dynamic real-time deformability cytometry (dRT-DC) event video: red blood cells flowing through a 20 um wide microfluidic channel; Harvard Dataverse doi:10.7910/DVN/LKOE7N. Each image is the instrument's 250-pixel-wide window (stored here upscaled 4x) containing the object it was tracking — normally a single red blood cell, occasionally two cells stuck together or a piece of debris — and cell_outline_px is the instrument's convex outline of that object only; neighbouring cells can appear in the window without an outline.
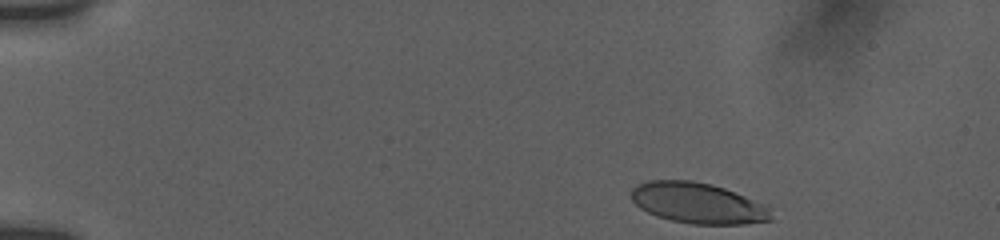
{"species": "human", "species_latin": "Homo sapiens", "temperature_condition": "room temperature", "stored_images_in_passage": 40, "camera_frame_rate_fps": 3000, "um_per_image_px": 0.085, "donor": {"sex": "female"}, "frame": {"image": 1, "passage_image": 1, "time_ms": 0.0, "image_size_px": [1000, 240], "cell_outline_px": [[772, 220], [744, 224], [692, 224], [672, 220], [656, 216], [640, 208], [632, 200], [632, 188], [636, 184], [648, 180], [692, 180], [712, 184], [724, 188], [764, 204], [772, 208]], "centroid_in_image_um": [59.33, 17.26], "position_along_channel_um": 25.7, "area_um2": 33.29}}
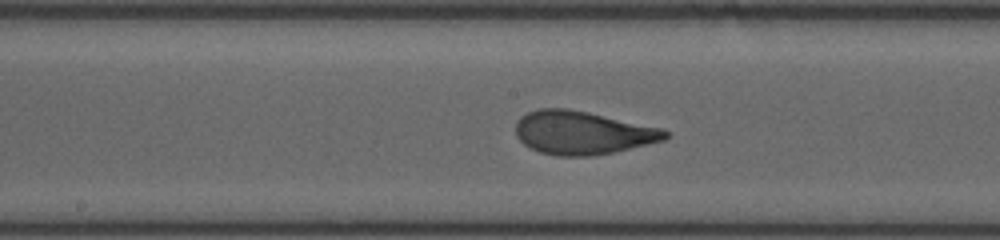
{"frame": {"image": 2, "passage_image": 23, "time_ms": 7.333, "image_size_px": [1000, 240], "cell_outline_px": [[668, 136], [664, 140], [612, 152], [592, 156], [556, 156], [540, 152], [528, 148], [516, 136], [516, 124], [520, 116], [528, 112], [540, 108], [568, 108], [588, 112], [660, 128], [668, 132]], "centroid_in_image_um": [49.45, 11.28], "position_along_channel_um": 198.8, "area_um2": 37.51}}
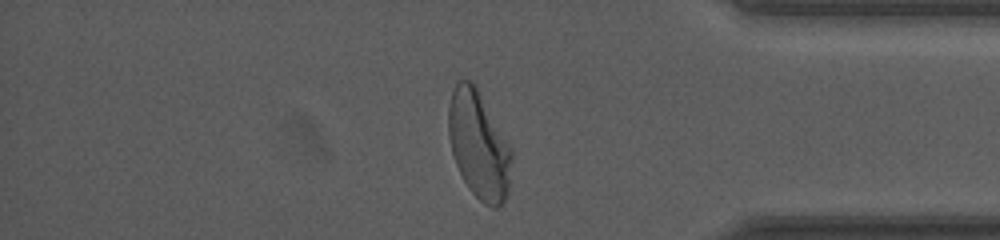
{"frame": {"image": 3, "passage_image": 40, "time_ms": 13.0, "image_size_px": [1000, 240], "cell_outline_px": [[512, 160], [508, 192], [504, 200], [496, 208], [492, 208], [484, 204], [468, 188], [456, 164], [452, 152], [448, 136], [448, 108], [452, 92], [456, 84], [460, 80], [472, 80], [476, 84], [512, 148]], "centroid_in_image_um": [40.7, 12.3], "position_along_channel_um": 394.5, "area_um2": 39.82}, "authors_computed_cell_mechanics": {"area_um2": 36.8186, "velocity_mm_per_s": 3.7644, "shape_relaxation_time_tau1_ms": 3.0418, "shape_relaxation_time_tau2_ms": 0.7007, "deformation_change_tau1": 0.2076, "deformation_change_tau2": 0.0721}}